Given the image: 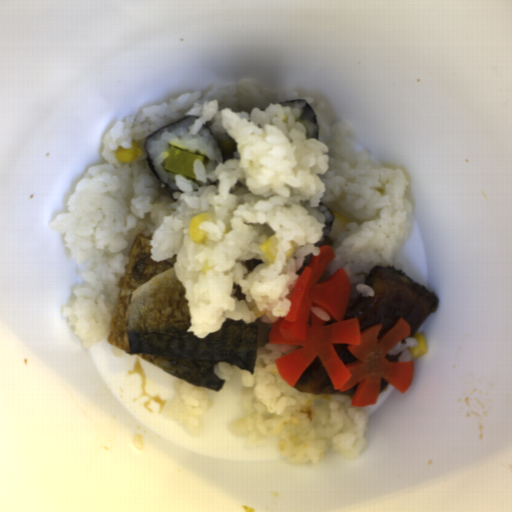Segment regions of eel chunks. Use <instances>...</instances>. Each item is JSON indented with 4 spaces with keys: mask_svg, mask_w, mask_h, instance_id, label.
<instances>
[{
    "mask_svg": "<svg viewBox=\"0 0 512 512\" xmlns=\"http://www.w3.org/2000/svg\"><path fill=\"white\" fill-rule=\"evenodd\" d=\"M402 353H398V354H391L389 353L388 351L386 352L385 354V358L387 359L388 362H399V359L401 357Z\"/></svg>",
    "mask_w": 512,
    "mask_h": 512,
    "instance_id": "4",
    "label": "eel chunks"
},
{
    "mask_svg": "<svg viewBox=\"0 0 512 512\" xmlns=\"http://www.w3.org/2000/svg\"><path fill=\"white\" fill-rule=\"evenodd\" d=\"M364 285L373 290L372 296L359 295L343 320L357 318L360 332L381 324L378 339L390 332L404 318L413 338L428 316L437 310L435 293L417 283L402 270L375 265L367 274Z\"/></svg>",
    "mask_w": 512,
    "mask_h": 512,
    "instance_id": "1",
    "label": "eel chunks"
},
{
    "mask_svg": "<svg viewBox=\"0 0 512 512\" xmlns=\"http://www.w3.org/2000/svg\"><path fill=\"white\" fill-rule=\"evenodd\" d=\"M292 386L308 394L354 397L359 383H354L350 389L345 391L334 390L319 356L313 360Z\"/></svg>",
    "mask_w": 512,
    "mask_h": 512,
    "instance_id": "2",
    "label": "eel chunks"
},
{
    "mask_svg": "<svg viewBox=\"0 0 512 512\" xmlns=\"http://www.w3.org/2000/svg\"><path fill=\"white\" fill-rule=\"evenodd\" d=\"M389 385L390 383L385 381L383 378H380L378 393L388 389Z\"/></svg>",
    "mask_w": 512,
    "mask_h": 512,
    "instance_id": "5",
    "label": "eel chunks"
},
{
    "mask_svg": "<svg viewBox=\"0 0 512 512\" xmlns=\"http://www.w3.org/2000/svg\"><path fill=\"white\" fill-rule=\"evenodd\" d=\"M334 349L336 350L337 354L341 358L343 363L346 364H353L357 363L360 359L356 357L352 352L348 350V344L344 343H337L334 344Z\"/></svg>",
    "mask_w": 512,
    "mask_h": 512,
    "instance_id": "3",
    "label": "eel chunks"
}]
</instances>
